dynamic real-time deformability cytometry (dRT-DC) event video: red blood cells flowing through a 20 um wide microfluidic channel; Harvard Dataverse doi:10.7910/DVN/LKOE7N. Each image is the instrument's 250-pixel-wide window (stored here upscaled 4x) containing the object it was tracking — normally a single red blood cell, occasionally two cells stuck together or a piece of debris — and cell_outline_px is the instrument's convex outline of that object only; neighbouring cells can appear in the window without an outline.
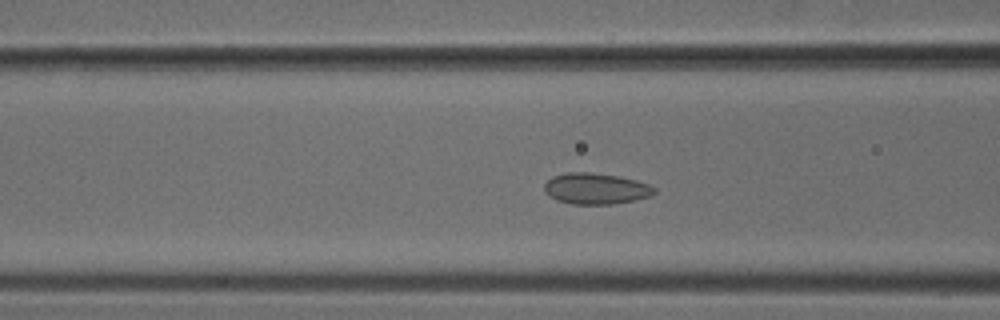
{"species": "common noctule bat (a hibernating species)", "species_latin": "Nyctalus noctula", "temperature_condition": "cold", "stored_images_in_passage": 49, "camera_frame_rate_fps": 3000, "um_per_image_px": 0.085, "animal": {"sex": "male", "body_mass_g": 18.8}, "frame": {"image": 1, "passage_image": 18, "time_ms": 5.667, "image_size_px": [1000, 320], "cell_outline_px": [[656, 192], [652, 196], [636, 200], [612, 204], [572, 204], [556, 200], [548, 196], [544, 192], [544, 184], [552, 176], [568, 172], [588, 172], [616, 176], [636, 180], [648, 184], [656, 188]], "centroid_in_image_um": [50.64, 16.04], "position_along_channel_um": 116.0, "area_um2": 20.06}}
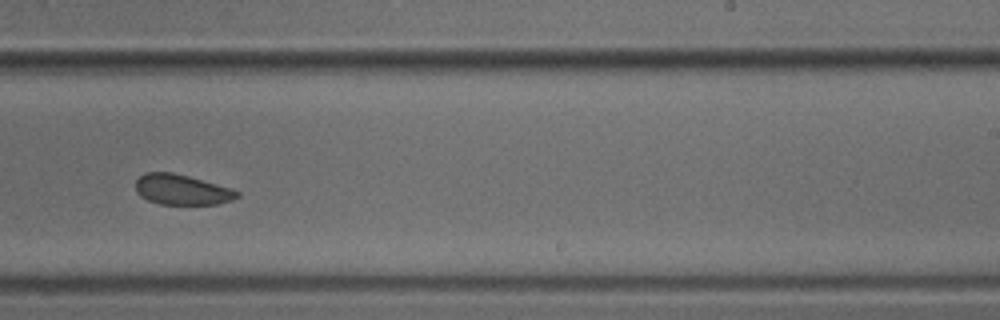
{"frame": {"image": 2, "passage_image": 30, "time_ms": 9.667, "image_size_px": [1000, 320], "cell_outline_px": [[240, 196], [232, 200], [220, 204], [160, 204], [148, 200], [140, 196], [136, 192], [136, 180], [144, 172], [172, 172], [188, 176], [232, 188], [240, 192]], "centroid_in_image_um": [15.47, 16.12], "position_along_channel_um": 273.5, "area_um2": 18.03}}
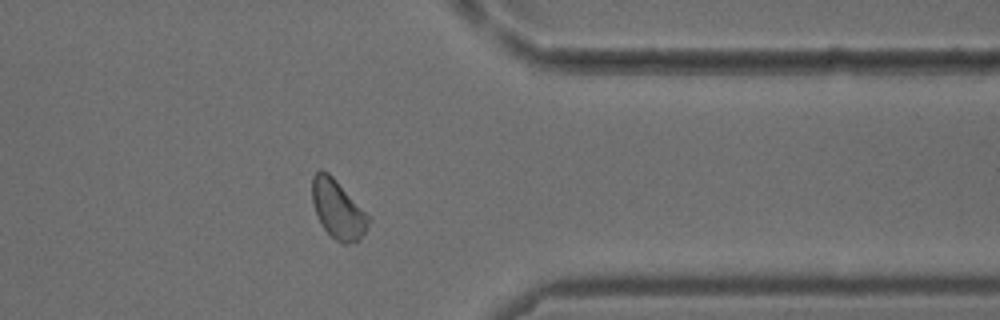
{"frame": {"image": 3, "passage_image": 39, "time_ms": 12.667, "image_size_px": [1000, 320], "cell_outline_px": [[368, 224], [364, 232], [356, 240], [344, 244], [336, 240], [320, 224], [316, 216], [312, 204], [312, 176], [320, 168], [328, 172], [336, 180], [368, 216]], "centroid_in_image_um": [28.64, 17.75], "position_along_channel_um": 382.8, "area_um2": 18.73}}